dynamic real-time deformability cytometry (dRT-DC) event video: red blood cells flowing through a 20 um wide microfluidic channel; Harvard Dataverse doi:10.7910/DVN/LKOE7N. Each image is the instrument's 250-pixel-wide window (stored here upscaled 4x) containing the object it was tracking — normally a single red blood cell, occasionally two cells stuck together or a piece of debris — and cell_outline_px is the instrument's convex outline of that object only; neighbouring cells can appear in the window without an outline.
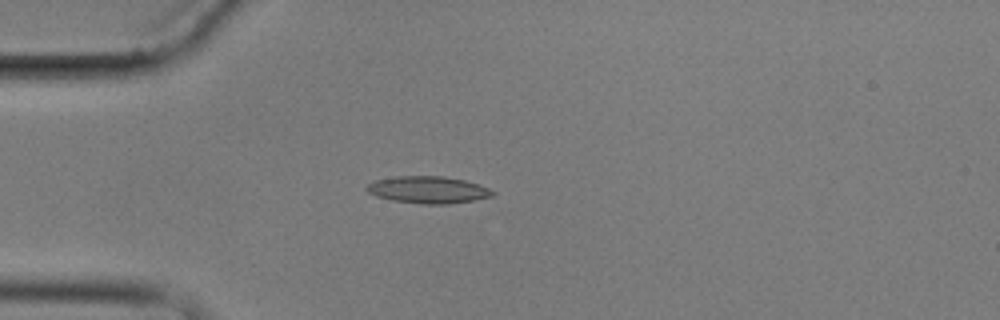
{"species": "common noctule bat (a hibernating species)", "species_latin": "Nyctalus noctula", "temperature_condition": "cold", "stored_images_in_passage": 6, "camera_frame_rate_fps": 3000, "um_per_image_px": 0.085, "animal": {"sex": "male", "body_mass_g": 17.9}, "frame": {"image": 1, "passage_image": 4, "time_ms": 3.333, "image_size_px": [1000, 320], "cell_outline_px": [[496, 192], [492, 196], [476, 200], [448, 204], [420, 204], [392, 200], [376, 196], [368, 192], [364, 188], [368, 184], [376, 180], [396, 176], [444, 176], [464, 180], [488, 188]], "centroid_in_image_um": [36.38, 16.14], "position_along_channel_um": 48.6, "area_um2": 19.83}}